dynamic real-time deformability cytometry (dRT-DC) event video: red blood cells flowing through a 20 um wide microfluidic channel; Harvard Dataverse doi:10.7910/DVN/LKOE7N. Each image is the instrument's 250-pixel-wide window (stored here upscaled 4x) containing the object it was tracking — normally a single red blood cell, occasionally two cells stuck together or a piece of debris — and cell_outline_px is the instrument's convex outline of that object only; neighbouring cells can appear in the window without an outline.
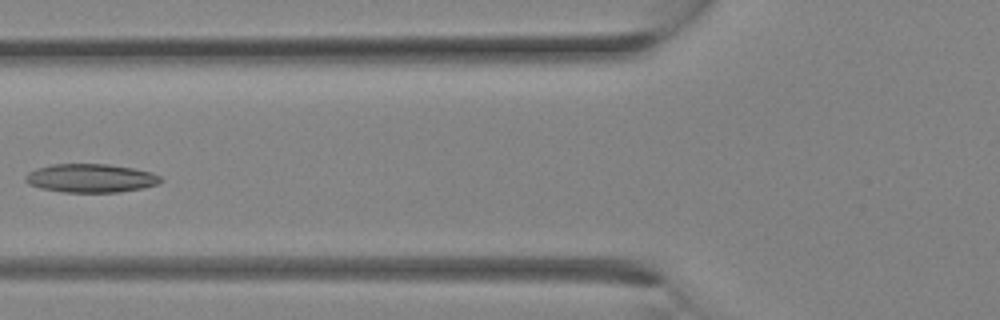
{"species": "Egyptian fruit bat (a non-hibernating species)", "species_latin": "Rousettus aegyptiacus", "temperature_condition": "room temperature", "stored_images_in_passage": 19, "camera_frame_rate_fps": 3000, "um_per_image_px": 0.085, "animal": {"sex": "female"}, "frame": {"image": 1, "passage_image": 11, "time_ms": 3.333, "image_size_px": [1000, 320], "cell_outline_px": [[164, 180], [156, 184], [140, 188], [120, 192], [64, 192], [40, 188], [28, 184], [24, 180], [24, 176], [28, 172], [36, 168], [52, 164], [108, 164], [132, 168], [152, 172], [160, 176]], "centroid_in_image_um": [7.67, 15.14], "position_along_channel_um": 118.1, "area_um2": 22.54}}
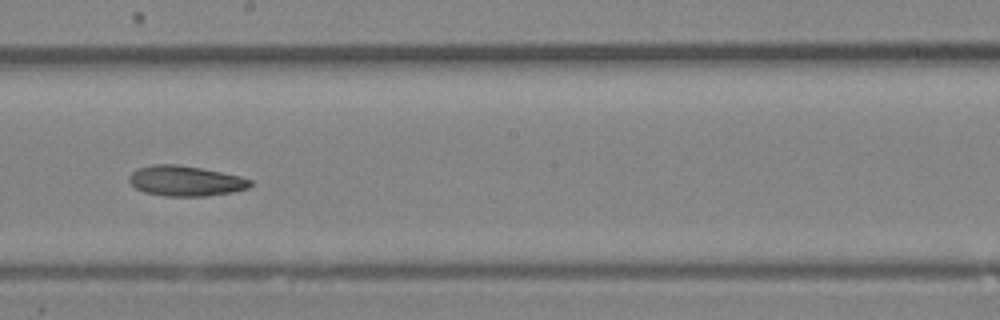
{"frame": {"image": 2, "passage_image": 16, "time_ms": 5.0, "image_size_px": [1000, 320], "cell_outline_px": [[252, 184], [248, 188], [232, 192], [204, 196], [164, 196], [144, 192], [136, 188], [128, 180], [128, 176], [132, 172], [140, 168], [152, 164], [176, 164], [200, 168], [240, 176], [252, 180]], "centroid_in_image_um": [15.76, 15.38], "position_along_channel_um": 232.4, "area_um2": 21.27}}
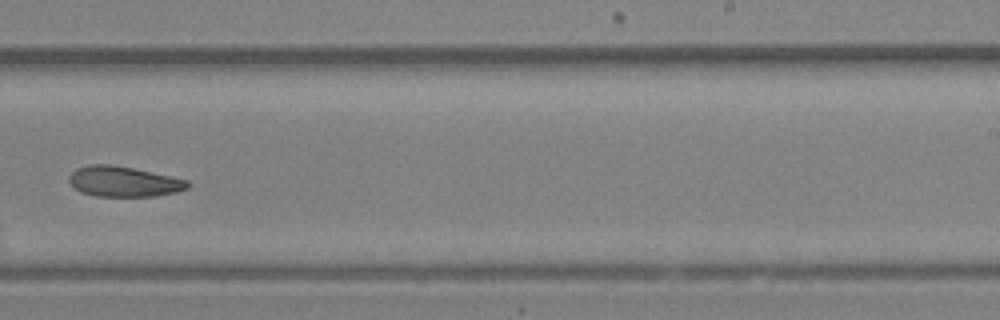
{"frame": {"image": 3, "passage_image": 18, "time_ms": 5.667, "image_size_px": [1000, 320], "cell_outline_px": [[192, 184], [188, 188], [176, 192], [156, 196], [96, 196], [80, 192], [68, 180], [68, 176], [76, 168], [88, 164], [108, 164], [132, 168], [172, 176], [188, 180]], "centroid_in_image_um": [10.53, 15.43], "position_along_channel_um": 278.5, "area_um2": 21.04}}